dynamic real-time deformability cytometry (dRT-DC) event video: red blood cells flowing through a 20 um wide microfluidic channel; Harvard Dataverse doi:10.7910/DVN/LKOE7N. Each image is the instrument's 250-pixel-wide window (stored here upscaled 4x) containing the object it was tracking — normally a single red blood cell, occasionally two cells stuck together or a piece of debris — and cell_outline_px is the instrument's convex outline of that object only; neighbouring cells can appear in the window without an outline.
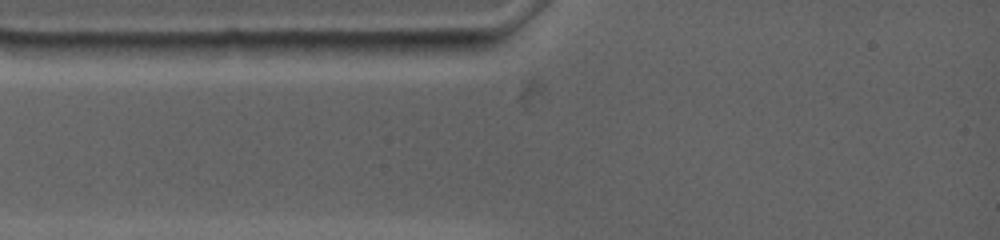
{"species": "common noctule bat (a hibernating species)", "species_latin": "Nyctalus noctula", "temperature_condition": "warm", "stored_images_in_passage": 1, "camera_frame_rate_fps": 4500, "um_per_image_px": 0.085, "animal": {"sex": "female", "body_mass_g": 19.0, "forearm_length_mm": 53.3}, "frame": {"image": 1, "passage_image": 1, "time_ms": 0.0, "image_size_px": [1000, 240], "cell_outline_px": [[500, 40], [496, 44], [488, 48], [464, 56], [440, 60], [348, 52], [332, 40]], "centroid_in_image_um": [35.46, 4.06], "position_along_channel_um": 49.5, "area_um2": 16.94}}